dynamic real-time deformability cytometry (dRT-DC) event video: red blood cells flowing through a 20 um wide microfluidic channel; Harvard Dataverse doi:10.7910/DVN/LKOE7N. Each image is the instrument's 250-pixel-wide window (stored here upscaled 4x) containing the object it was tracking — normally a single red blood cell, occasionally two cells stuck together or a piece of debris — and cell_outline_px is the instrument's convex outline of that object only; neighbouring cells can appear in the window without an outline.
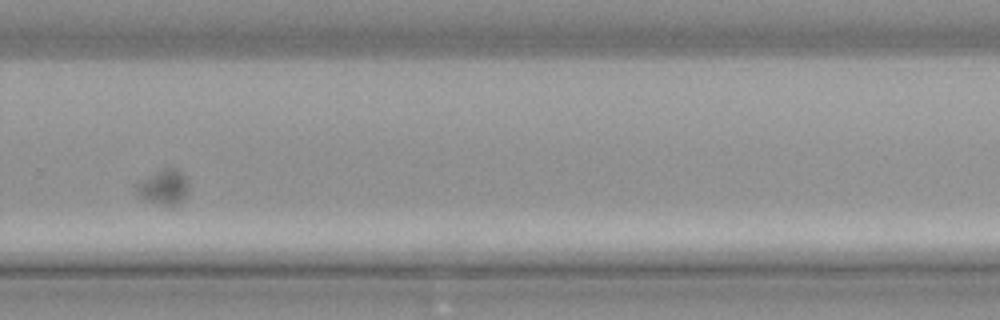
{"species": "common noctule bat (a hibernating species)", "species_latin": "Nyctalus noctula", "temperature_condition": "cold", "stored_images_in_passage": 37, "camera_frame_rate_fps": 3000, "um_per_image_px": 0.085, "animal": {"sex": "male", "body_mass_g": 21.5, "forearm_length_mm": 52.0}, "frame": {"image": 1, "passage_image": 21, "time_ms": 6.667, "image_size_px": [1000, 320], "cell_outline_px": [[188, 188], [180, 204], [172, 208], [148, 200], [140, 196], [136, 192], [136, 184], [156, 172], [164, 168], [176, 168], [184, 176]], "centroid_in_image_um": [13.93, 15.94], "position_along_channel_um": 315.9, "area_um2": 10.35}}